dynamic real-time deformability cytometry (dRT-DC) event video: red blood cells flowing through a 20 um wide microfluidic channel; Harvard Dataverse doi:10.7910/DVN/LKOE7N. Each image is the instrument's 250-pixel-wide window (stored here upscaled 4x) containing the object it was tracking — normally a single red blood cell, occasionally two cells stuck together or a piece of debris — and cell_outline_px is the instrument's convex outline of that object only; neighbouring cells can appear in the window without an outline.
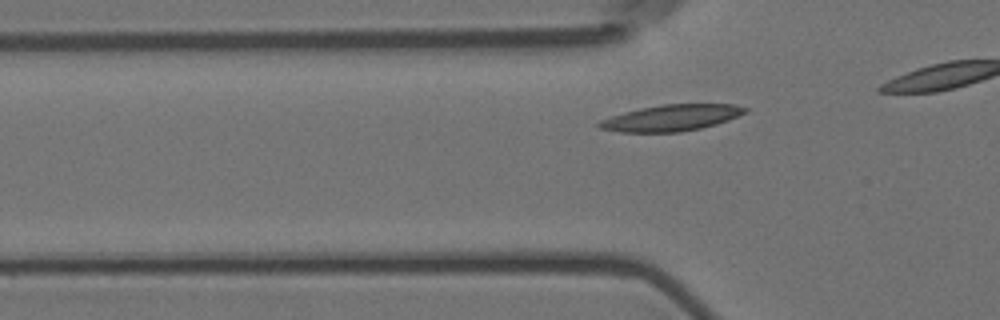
{"species": "Egyptian fruit bat (a non-hibernating species)", "species_latin": "Rousettus aegyptiacus", "temperature_condition": "room temperature", "stored_images_in_passage": 10, "camera_frame_rate_fps": 3000, "um_per_image_px": 0.085, "animal": {"sex": "female"}, "frame": {"image": 1, "passage_image": 4, "time_ms": 1.0, "image_size_px": [1000, 320], "cell_outline_px": [[748, 112], [728, 120], [716, 124], [700, 128], [680, 132], [620, 132], [600, 128], [596, 124], [600, 120], [624, 112], [640, 108], [664, 104], [732, 104], [748, 108]], "centroid_in_image_um": [57.08, 10.01], "position_along_channel_um": 68.7, "area_um2": 22.25}}
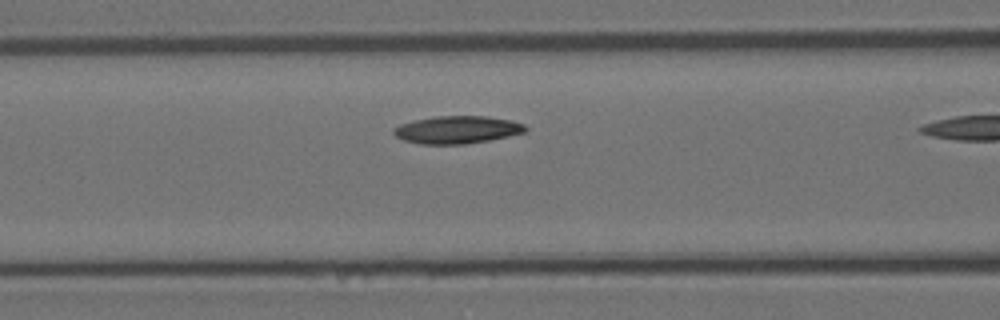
{"frame": {"image": 2, "passage_image": 9, "time_ms": 2.667, "image_size_px": [1000, 320], "cell_outline_px": [[528, 128], [524, 132], [508, 136], [488, 140], [464, 144], [420, 144], [404, 140], [396, 136], [392, 132], [392, 128], [400, 124], [416, 120], [436, 116], [484, 116], [512, 120], [524, 124]], "centroid_in_image_um": [38.84, 11.02], "position_along_channel_um": 127.8, "area_um2": 21.1}}